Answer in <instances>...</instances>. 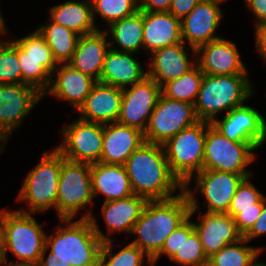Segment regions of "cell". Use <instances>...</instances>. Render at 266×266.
I'll return each instance as SVG.
<instances>
[{
	"mask_svg": "<svg viewBox=\"0 0 266 266\" xmlns=\"http://www.w3.org/2000/svg\"><path fill=\"white\" fill-rule=\"evenodd\" d=\"M135 195L147 200L175 197L184 186L171 172L163 145L144 142L124 163Z\"/></svg>",
	"mask_w": 266,
	"mask_h": 266,
	"instance_id": "cell-1",
	"label": "cell"
},
{
	"mask_svg": "<svg viewBox=\"0 0 266 266\" xmlns=\"http://www.w3.org/2000/svg\"><path fill=\"white\" fill-rule=\"evenodd\" d=\"M190 209L184 190L169 199L148 200L131 232L137 238L130 243L152 259L162 249L166 238L189 217Z\"/></svg>",
	"mask_w": 266,
	"mask_h": 266,
	"instance_id": "cell-2",
	"label": "cell"
},
{
	"mask_svg": "<svg viewBox=\"0 0 266 266\" xmlns=\"http://www.w3.org/2000/svg\"><path fill=\"white\" fill-rule=\"evenodd\" d=\"M64 226L46 235L47 251L64 266H99L103 241L93 230L89 219H59Z\"/></svg>",
	"mask_w": 266,
	"mask_h": 266,
	"instance_id": "cell-3",
	"label": "cell"
},
{
	"mask_svg": "<svg viewBox=\"0 0 266 266\" xmlns=\"http://www.w3.org/2000/svg\"><path fill=\"white\" fill-rule=\"evenodd\" d=\"M248 74H204L194 103L199 121L212 123L216 115L242 106L254 94V84Z\"/></svg>",
	"mask_w": 266,
	"mask_h": 266,
	"instance_id": "cell-4",
	"label": "cell"
},
{
	"mask_svg": "<svg viewBox=\"0 0 266 266\" xmlns=\"http://www.w3.org/2000/svg\"><path fill=\"white\" fill-rule=\"evenodd\" d=\"M40 162L35 165L24 178L16 197L18 202H26L23 213L46 212L52 207L56 210L58 183L65 158L56 150L43 152Z\"/></svg>",
	"mask_w": 266,
	"mask_h": 266,
	"instance_id": "cell-5",
	"label": "cell"
},
{
	"mask_svg": "<svg viewBox=\"0 0 266 266\" xmlns=\"http://www.w3.org/2000/svg\"><path fill=\"white\" fill-rule=\"evenodd\" d=\"M46 245L44 226L38 223L32 213L5 208L4 246L1 260L9 262L7 252L17 259L13 264L36 266Z\"/></svg>",
	"mask_w": 266,
	"mask_h": 266,
	"instance_id": "cell-6",
	"label": "cell"
},
{
	"mask_svg": "<svg viewBox=\"0 0 266 266\" xmlns=\"http://www.w3.org/2000/svg\"><path fill=\"white\" fill-rule=\"evenodd\" d=\"M210 125L199 121L163 144L169 168L183 186L203 170L206 130Z\"/></svg>",
	"mask_w": 266,
	"mask_h": 266,
	"instance_id": "cell-7",
	"label": "cell"
},
{
	"mask_svg": "<svg viewBox=\"0 0 266 266\" xmlns=\"http://www.w3.org/2000/svg\"><path fill=\"white\" fill-rule=\"evenodd\" d=\"M258 147L250 142H236L226 138L210 125L206 130L203 170H217L234 174H252L247 169Z\"/></svg>",
	"mask_w": 266,
	"mask_h": 266,
	"instance_id": "cell-8",
	"label": "cell"
},
{
	"mask_svg": "<svg viewBox=\"0 0 266 266\" xmlns=\"http://www.w3.org/2000/svg\"><path fill=\"white\" fill-rule=\"evenodd\" d=\"M90 166L67 159L62 162L56 199L59 219H75L82 208L94 205Z\"/></svg>",
	"mask_w": 266,
	"mask_h": 266,
	"instance_id": "cell-9",
	"label": "cell"
},
{
	"mask_svg": "<svg viewBox=\"0 0 266 266\" xmlns=\"http://www.w3.org/2000/svg\"><path fill=\"white\" fill-rule=\"evenodd\" d=\"M14 40L18 43V60L22 71V84L35 87L44 95L51 84L52 74L59 63L37 29L29 35Z\"/></svg>",
	"mask_w": 266,
	"mask_h": 266,
	"instance_id": "cell-10",
	"label": "cell"
},
{
	"mask_svg": "<svg viewBox=\"0 0 266 266\" xmlns=\"http://www.w3.org/2000/svg\"><path fill=\"white\" fill-rule=\"evenodd\" d=\"M199 122L193 104L161 94L144 131L145 142L163 145L181 130Z\"/></svg>",
	"mask_w": 266,
	"mask_h": 266,
	"instance_id": "cell-11",
	"label": "cell"
},
{
	"mask_svg": "<svg viewBox=\"0 0 266 266\" xmlns=\"http://www.w3.org/2000/svg\"><path fill=\"white\" fill-rule=\"evenodd\" d=\"M62 142L56 150L67 160L80 163H98L102 155L103 124L77 120L63 126Z\"/></svg>",
	"mask_w": 266,
	"mask_h": 266,
	"instance_id": "cell-12",
	"label": "cell"
},
{
	"mask_svg": "<svg viewBox=\"0 0 266 266\" xmlns=\"http://www.w3.org/2000/svg\"><path fill=\"white\" fill-rule=\"evenodd\" d=\"M42 98L43 94L28 84H0V133L7 141Z\"/></svg>",
	"mask_w": 266,
	"mask_h": 266,
	"instance_id": "cell-13",
	"label": "cell"
},
{
	"mask_svg": "<svg viewBox=\"0 0 266 266\" xmlns=\"http://www.w3.org/2000/svg\"><path fill=\"white\" fill-rule=\"evenodd\" d=\"M161 94L162 87L149 76L122 89L121 111L117 122L144 132Z\"/></svg>",
	"mask_w": 266,
	"mask_h": 266,
	"instance_id": "cell-14",
	"label": "cell"
},
{
	"mask_svg": "<svg viewBox=\"0 0 266 266\" xmlns=\"http://www.w3.org/2000/svg\"><path fill=\"white\" fill-rule=\"evenodd\" d=\"M147 201L146 198L133 194L127 198L103 202L101 212L105 221V227L108 230L106 232L108 233L107 235L99 229L97 219L91 211L87 210L86 213L85 210L81 219L90 220L93 230L103 242L111 241L110 236L112 233L124 232V234H131L134 224L140 218Z\"/></svg>",
	"mask_w": 266,
	"mask_h": 266,
	"instance_id": "cell-15",
	"label": "cell"
},
{
	"mask_svg": "<svg viewBox=\"0 0 266 266\" xmlns=\"http://www.w3.org/2000/svg\"><path fill=\"white\" fill-rule=\"evenodd\" d=\"M211 125L226 138L236 142H250L261 148L266 143V119L252 106L242 105L227 112Z\"/></svg>",
	"mask_w": 266,
	"mask_h": 266,
	"instance_id": "cell-16",
	"label": "cell"
},
{
	"mask_svg": "<svg viewBox=\"0 0 266 266\" xmlns=\"http://www.w3.org/2000/svg\"><path fill=\"white\" fill-rule=\"evenodd\" d=\"M252 174H234L217 170H202L195 174L184 186L195 183V189L206 200V212L227 213L231 200L239 184ZM193 179L194 182H191Z\"/></svg>",
	"mask_w": 266,
	"mask_h": 266,
	"instance_id": "cell-17",
	"label": "cell"
},
{
	"mask_svg": "<svg viewBox=\"0 0 266 266\" xmlns=\"http://www.w3.org/2000/svg\"><path fill=\"white\" fill-rule=\"evenodd\" d=\"M223 0H203L181 20L182 41L189 47H198L220 38L216 30L223 18Z\"/></svg>",
	"mask_w": 266,
	"mask_h": 266,
	"instance_id": "cell-18",
	"label": "cell"
},
{
	"mask_svg": "<svg viewBox=\"0 0 266 266\" xmlns=\"http://www.w3.org/2000/svg\"><path fill=\"white\" fill-rule=\"evenodd\" d=\"M196 63L204 74H248L236 43L220 37L196 49Z\"/></svg>",
	"mask_w": 266,
	"mask_h": 266,
	"instance_id": "cell-19",
	"label": "cell"
},
{
	"mask_svg": "<svg viewBox=\"0 0 266 266\" xmlns=\"http://www.w3.org/2000/svg\"><path fill=\"white\" fill-rule=\"evenodd\" d=\"M189 49L192 51L193 57H188L190 53L187 50ZM149 55L151 62L148 65L147 76L155 80L161 87L186 74L197 65L196 49L188 48L184 42L157 49Z\"/></svg>",
	"mask_w": 266,
	"mask_h": 266,
	"instance_id": "cell-20",
	"label": "cell"
},
{
	"mask_svg": "<svg viewBox=\"0 0 266 266\" xmlns=\"http://www.w3.org/2000/svg\"><path fill=\"white\" fill-rule=\"evenodd\" d=\"M197 219H199L198 223L193 222V224L208 258L227 244L235 243L243 238L237 229L234 218L227 213L205 211L203 214L200 211Z\"/></svg>",
	"mask_w": 266,
	"mask_h": 266,
	"instance_id": "cell-21",
	"label": "cell"
},
{
	"mask_svg": "<svg viewBox=\"0 0 266 266\" xmlns=\"http://www.w3.org/2000/svg\"><path fill=\"white\" fill-rule=\"evenodd\" d=\"M95 83L93 78L78 71L68 63H59L52 74L51 84L43 97L49 94L58 100H64L77 112Z\"/></svg>",
	"mask_w": 266,
	"mask_h": 266,
	"instance_id": "cell-22",
	"label": "cell"
},
{
	"mask_svg": "<svg viewBox=\"0 0 266 266\" xmlns=\"http://www.w3.org/2000/svg\"><path fill=\"white\" fill-rule=\"evenodd\" d=\"M145 142L144 132L118 122L103 124L100 162L124 165L132 153Z\"/></svg>",
	"mask_w": 266,
	"mask_h": 266,
	"instance_id": "cell-23",
	"label": "cell"
},
{
	"mask_svg": "<svg viewBox=\"0 0 266 266\" xmlns=\"http://www.w3.org/2000/svg\"><path fill=\"white\" fill-rule=\"evenodd\" d=\"M122 102V89L96 82L83 105L78 109L79 118L95 123L117 122Z\"/></svg>",
	"mask_w": 266,
	"mask_h": 266,
	"instance_id": "cell-24",
	"label": "cell"
},
{
	"mask_svg": "<svg viewBox=\"0 0 266 266\" xmlns=\"http://www.w3.org/2000/svg\"><path fill=\"white\" fill-rule=\"evenodd\" d=\"M181 42V20L169 11H143V50L146 53Z\"/></svg>",
	"mask_w": 266,
	"mask_h": 266,
	"instance_id": "cell-25",
	"label": "cell"
},
{
	"mask_svg": "<svg viewBox=\"0 0 266 266\" xmlns=\"http://www.w3.org/2000/svg\"><path fill=\"white\" fill-rule=\"evenodd\" d=\"M105 31L97 30L88 35L79 36L70 66L100 82L106 53L110 49Z\"/></svg>",
	"mask_w": 266,
	"mask_h": 266,
	"instance_id": "cell-26",
	"label": "cell"
},
{
	"mask_svg": "<svg viewBox=\"0 0 266 266\" xmlns=\"http://www.w3.org/2000/svg\"><path fill=\"white\" fill-rule=\"evenodd\" d=\"M147 76L135 53L108 50L105 56L100 82L120 89L130 87Z\"/></svg>",
	"mask_w": 266,
	"mask_h": 266,
	"instance_id": "cell-27",
	"label": "cell"
},
{
	"mask_svg": "<svg viewBox=\"0 0 266 266\" xmlns=\"http://www.w3.org/2000/svg\"><path fill=\"white\" fill-rule=\"evenodd\" d=\"M90 172L94 199L104 195V202H109L134 194L124 165L93 163Z\"/></svg>",
	"mask_w": 266,
	"mask_h": 266,
	"instance_id": "cell-28",
	"label": "cell"
},
{
	"mask_svg": "<svg viewBox=\"0 0 266 266\" xmlns=\"http://www.w3.org/2000/svg\"><path fill=\"white\" fill-rule=\"evenodd\" d=\"M184 192L187 194L190 202L189 217L182 223V244L175 255L170 259L181 266H207L208 257L204 253L202 243L192 221V216L199 211L198 198L195 196L196 191L192 186H184ZM196 197V198H195Z\"/></svg>",
	"mask_w": 266,
	"mask_h": 266,
	"instance_id": "cell-29",
	"label": "cell"
},
{
	"mask_svg": "<svg viewBox=\"0 0 266 266\" xmlns=\"http://www.w3.org/2000/svg\"><path fill=\"white\" fill-rule=\"evenodd\" d=\"M49 10L51 21L80 36L99 30L94 22L91 0H67L53 5Z\"/></svg>",
	"mask_w": 266,
	"mask_h": 266,
	"instance_id": "cell-30",
	"label": "cell"
},
{
	"mask_svg": "<svg viewBox=\"0 0 266 266\" xmlns=\"http://www.w3.org/2000/svg\"><path fill=\"white\" fill-rule=\"evenodd\" d=\"M104 31L112 37L109 41L112 50L139 53L143 49V11L138 10L128 17L111 23Z\"/></svg>",
	"mask_w": 266,
	"mask_h": 266,
	"instance_id": "cell-31",
	"label": "cell"
},
{
	"mask_svg": "<svg viewBox=\"0 0 266 266\" xmlns=\"http://www.w3.org/2000/svg\"><path fill=\"white\" fill-rule=\"evenodd\" d=\"M36 29L46 40L58 63H67L72 58L80 35L50 19Z\"/></svg>",
	"mask_w": 266,
	"mask_h": 266,
	"instance_id": "cell-32",
	"label": "cell"
},
{
	"mask_svg": "<svg viewBox=\"0 0 266 266\" xmlns=\"http://www.w3.org/2000/svg\"><path fill=\"white\" fill-rule=\"evenodd\" d=\"M248 243L243 237L235 243L227 244L208 258L207 266H258L261 263L258 257L263 247L248 246Z\"/></svg>",
	"mask_w": 266,
	"mask_h": 266,
	"instance_id": "cell-33",
	"label": "cell"
},
{
	"mask_svg": "<svg viewBox=\"0 0 266 266\" xmlns=\"http://www.w3.org/2000/svg\"><path fill=\"white\" fill-rule=\"evenodd\" d=\"M203 77L204 73L196 65L186 74L166 83L162 87V94L169 99L184 101L194 105Z\"/></svg>",
	"mask_w": 266,
	"mask_h": 266,
	"instance_id": "cell-34",
	"label": "cell"
},
{
	"mask_svg": "<svg viewBox=\"0 0 266 266\" xmlns=\"http://www.w3.org/2000/svg\"><path fill=\"white\" fill-rule=\"evenodd\" d=\"M111 241L103 242L99 266H144L143 262L147 260L149 266L152 265V260L138 246L128 243L121 250L114 253V244Z\"/></svg>",
	"mask_w": 266,
	"mask_h": 266,
	"instance_id": "cell-35",
	"label": "cell"
},
{
	"mask_svg": "<svg viewBox=\"0 0 266 266\" xmlns=\"http://www.w3.org/2000/svg\"><path fill=\"white\" fill-rule=\"evenodd\" d=\"M91 3L94 22L98 14L108 26L139 10V0H91Z\"/></svg>",
	"mask_w": 266,
	"mask_h": 266,
	"instance_id": "cell-36",
	"label": "cell"
},
{
	"mask_svg": "<svg viewBox=\"0 0 266 266\" xmlns=\"http://www.w3.org/2000/svg\"><path fill=\"white\" fill-rule=\"evenodd\" d=\"M22 84V71L18 60V43L0 40V84Z\"/></svg>",
	"mask_w": 266,
	"mask_h": 266,
	"instance_id": "cell-37",
	"label": "cell"
},
{
	"mask_svg": "<svg viewBox=\"0 0 266 266\" xmlns=\"http://www.w3.org/2000/svg\"><path fill=\"white\" fill-rule=\"evenodd\" d=\"M250 179L251 176H248L242 180L231 200L227 214L233 218L242 210L263 209L264 194Z\"/></svg>",
	"mask_w": 266,
	"mask_h": 266,
	"instance_id": "cell-38",
	"label": "cell"
},
{
	"mask_svg": "<svg viewBox=\"0 0 266 266\" xmlns=\"http://www.w3.org/2000/svg\"><path fill=\"white\" fill-rule=\"evenodd\" d=\"M182 244V224L178 226L165 240L162 249L151 259L152 265L156 266L157 260L162 255H165L169 260L175 255Z\"/></svg>",
	"mask_w": 266,
	"mask_h": 266,
	"instance_id": "cell-39",
	"label": "cell"
},
{
	"mask_svg": "<svg viewBox=\"0 0 266 266\" xmlns=\"http://www.w3.org/2000/svg\"><path fill=\"white\" fill-rule=\"evenodd\" d=\"M263 209L242 210L234 217L238 231L244 236L261 215Z\"/></svg>",
	"mask_w": 266,
	"mask_h": 266,
	"instance_id": "cell-40",
	"label": "cell"
},
{
	"mask_svg": "<svg viewBox=\"0 0 266 266\" xmlns=\"http://www.w3.org/2000/svg\"><path fill=\"white\" fill-rule=\"evenodd\" d=\"M203 0H172L169 12L179 20L186 17Z\"/></svg>",
	"mask_w": 266,
	"mask_h": 266,
	"instance_id": "cell-41",
	"label": "cell"
},
{
	"mask_svg": "<svg viewBox=\"0 0 266 266\" xmlns=\"http://www.w3.org/2000/svg\"><path fill=\"white\" fill-rule=\"evenodd\" d=\"M266 234V196H263V210L259 218L253 224L252 228L243 236L246 240L252 241L261 235Z\"/></svg>",
	"mask_w": 266,
	"mask_h": 266,
	"instance_id": "cell-42",
	"label": "cell"
},
{
	"mask_svg": "<svg viewBox=\"0 0 266 266\" xmlns=\"http://www.w3.org/2000/svg\"><path fill=\"white\" fill-rule=\"evenodd\" d=\"M255 28V43L258 54L266 63V21L254 25Z\"/></svg>",
	"mask_w": 266,
	"mask_h": 266,
	"instance_id": "cell-43",
	"label": "cell"
},
{
	"mask_svg": "<svg viewBox=\"0 0 266 266\" xmlns=\"http://www.w3.org/2000/svg\"><path fill=\"white\" fill-rule=\"evenodd\" d=\"M255 17L254 25L266 21V0H244Z\"/></svg>",
	"mask_w": 266,
	"mask_h": 266,
	"instance_id": "cell-44",
	"label": "cell"
},
{
	"mask_svg": "<svg viewBox=\"0 0 266 266\" xmlns=\"http://www.w3.org/2000/svg\"><path fill=\"white\" fill-rule=\"evenodd\" d=\"M172 0H139V10L159 12L169 11Z\"/></svg>",
	"mask_w": 266,
	"mask_h": 266,
	"instance_id": "cell-45",
	"label": "cell"
},
{
	"mask_svg": "<svg viewBox=\"0 0 266 266\" xmlns=\"http://www.w3.org/2000/svg\"><path fill=\"white\" fill-rule=\"evenodd\" d=\"M46 252L47 248L45 247V249L42 252V255L40 256L39 263L36 266H64L56 259L53 253L49 251L47 252L48 253L47 256Z\"/></svg>",
	"mask_w": 266,
	"mask_h": 266,
	"instance_id": "cell-46",
	"label": "cell"
},
{
	"mask_svg": "<svg viewBox=\"0 0 266 266\" xmlns=\"http://www.w3.org/2000/svg\"><path fill=\"white\" fill-rule=\"evenodd\" d=\"M5 208L0 210V260L4 246Z\"/></svg>",
	"mask_w": 266,
	"mask_h": 266,
	"instance_id": "cell-47",
	"label": "cell"
},
{
	"mask_svg": "<svg viewBox=\"0 0 266 266\" xmlns=\"http://www.w3.org/2000/svg\"><path fill=\"white\" fill-rule=\"evenodd\" d=\"M3 14L1 13V5H0V36L2 35H7L8 33V29H7V25L5 24V20L2 16Z\"/></svg>",
	"mask_w": 266,
	"mask_h": 266,
	"instance_id": "cell-48",
	"label": "cell"
},
{
	"mask_svg": "<svg viewBox=\"0 0 266 266\" xmlns=\"http://www.w3.org/2000/svg\"><path fill=\"white\" fill-rule=\"evenodd\" d=\"M0 266H32L27 264H13V263H7L6 261L0 260Z\"/></svg>",
	"mask_w": 266,
	"mask_h": 266,
	"instance_id": "cell-49",
	"label": "cell"
},
{
	"mask_svg": "<svg viewBox=\"0 0 266 266\" xmlns=\"http://www.w3.org/2000/svg\"><path fill=\"white\" fill-rule=\"evenodd\" d=\"M8 143L7 140H0V153H2L4 151V147L5 145Z\"/></svg>",
	"mask_w": 266,
	"mask_h": 266,
	"instance_id": "cell-50",
	"label": "cell"
},
{
	"mask_svg": "<svg viewBox=\"0 0 266 266\" xmlns=\"http://www.w3.org/2000/svg\"><path fill=\"white\" fill-rule=\"evenodd\" d=\"M0 140H6L1 133H0Z\"/></svg>",
	"mask_w": 266,
	"mask_h": 266,
	"instance_id": "cell-51",
	"label": "cell"
},
{
	"mask_svg": "<svg viewBox=\"0 0 266 266\" xmlns=\"http://www.w3.org/2000/svg\"><path fill=\"white\" fill-rule=\"evenodd\" d=\"M258 266H266L265 262H261Z\"/></svg>",
	"mask_w": 266,
	"mask_h": 266,
	"instance_id": "cell-52",
	"label": "cell"
}]
</instances>
